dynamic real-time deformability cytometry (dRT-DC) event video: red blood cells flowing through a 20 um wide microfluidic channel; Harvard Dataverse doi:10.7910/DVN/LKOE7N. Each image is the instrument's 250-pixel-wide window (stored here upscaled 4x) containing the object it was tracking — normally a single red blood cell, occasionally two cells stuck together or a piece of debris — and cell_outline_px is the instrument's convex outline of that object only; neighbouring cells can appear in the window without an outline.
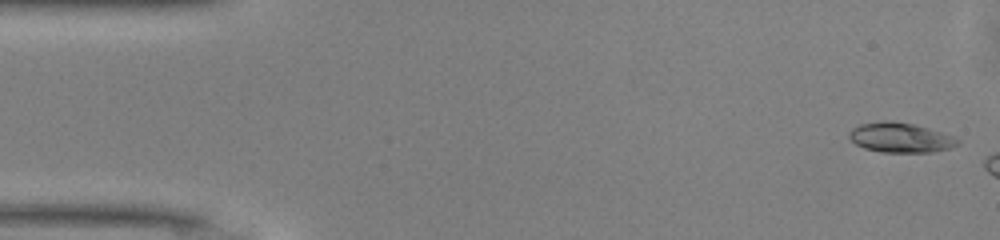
{"species": "common noctule bat (a hibernating species)", "species_latin": "Nyctalus noctula", "temperature_condition": "warm", "stored_images_in_passage": 8, "camera_frame_rate_fps": 3000, "um_per_image_px": 0.085, "animal": {"sex": "male", "body_mass_g": 13.0, "forearm_length_mm": 53.1}, "frame": {"image": 1, "passage_image": 1, "time_ms": 0.0, "image_size_px": [1000, 240], "cell_outline_px": [[960, 144], [948, 148], [932, 152], [880, 152], [864, 148], [856, 144], [848, 136], [848, 132], [852, 128], [860, 124], [884, 120], [892, 120], [916, 124], [952, 136], [960, 140]], "centroid_in_image_um": [76.51, 11.68], "position_along_channel_um": 8.5, "area_um2": 18.9}}